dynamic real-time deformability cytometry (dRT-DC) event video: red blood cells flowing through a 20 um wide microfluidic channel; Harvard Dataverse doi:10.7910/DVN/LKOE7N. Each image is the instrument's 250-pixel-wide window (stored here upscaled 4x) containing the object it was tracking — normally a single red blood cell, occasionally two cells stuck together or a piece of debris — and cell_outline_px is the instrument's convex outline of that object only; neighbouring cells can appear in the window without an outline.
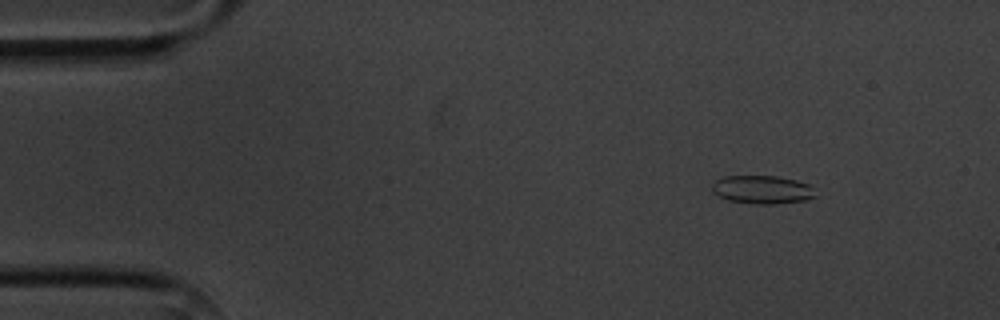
{"species": "common noctule bat (a hibernating species)", "species_latin": "Nyctalus noctula", "temperature_condition": "cold", "stored_images_in_passage": 7, "camera_frame_rate_fps": 3000, "um_per_image_px": 0.085, "animal": {"sex": "male", "body_mass_g": 20.1, "forearm_length_mm": 53.5}, "frame": {"image": 1, "passage_image": 1, "time_ms": 0.0, "image_size_px": [1000, 320], "cell_outline_px": [[816, 196], [804, 200], [776, 204], [756, 204], [728, 200], [712, 192], [712, 184], [716, 180], [724, 176], [776, 176], [796, 180], [808, 184]], "centroid_in_image_um": [64.75, 16.12], "position_along_channel_um": 20.2, "area_um2": 16.88}}
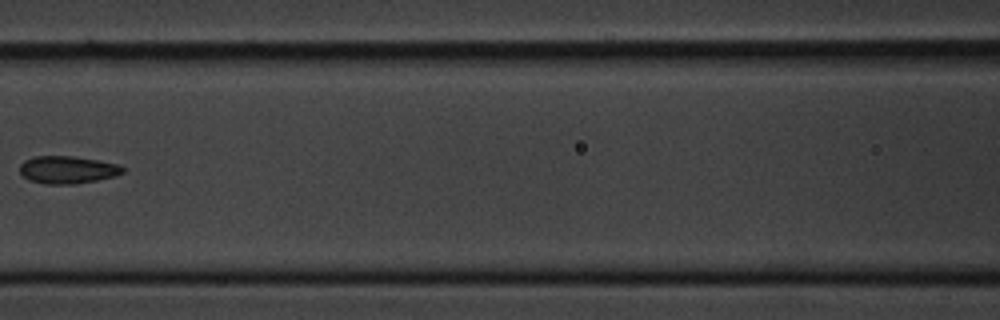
{"frame": {"image": 2, "passage_image": 6, "time_ms": 6.0, "image_size_px": [1000, 320], "cell_outline_px": [[124, 172], [116, 176], [76, 184], [44, 184], [28, 180], [20, 172], [20, 164], [24, 160], [36, 156], [72, 156], [96, 160], [116, 164], [124, 168]], "centroid_in_image_um": [5.71, 14.44], "position_along_channel_um": 160.9, "area_um2": 16.47}}
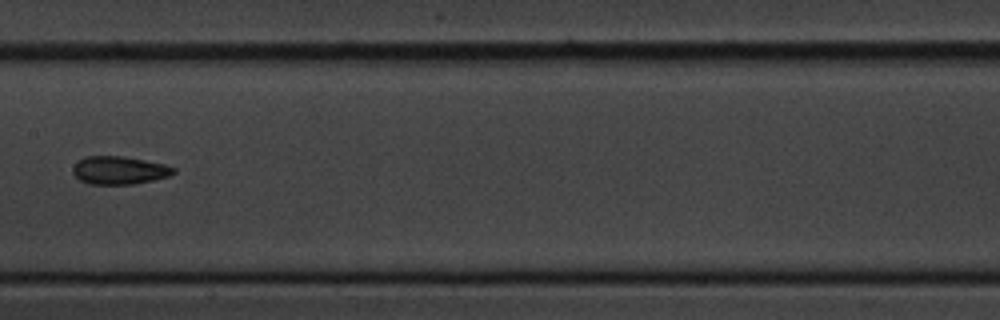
{"frame": {"image": 3, "passage_image": 7, "time_ms": 7.0, "image_size_px": [1000, 320], "cell_outline_px": [[176, 172], [168, 176], [152, 180], [132, 184], [88, 184], [80, 180], [72, 172], [72, 168], [80, 160], [88, 156], [124, 156], [164, 164], [176, 168]], "centroid_in_image_um": [10.14, 14.47], "position_along_channel_um": 197.3, "area_um2": 16.3}}